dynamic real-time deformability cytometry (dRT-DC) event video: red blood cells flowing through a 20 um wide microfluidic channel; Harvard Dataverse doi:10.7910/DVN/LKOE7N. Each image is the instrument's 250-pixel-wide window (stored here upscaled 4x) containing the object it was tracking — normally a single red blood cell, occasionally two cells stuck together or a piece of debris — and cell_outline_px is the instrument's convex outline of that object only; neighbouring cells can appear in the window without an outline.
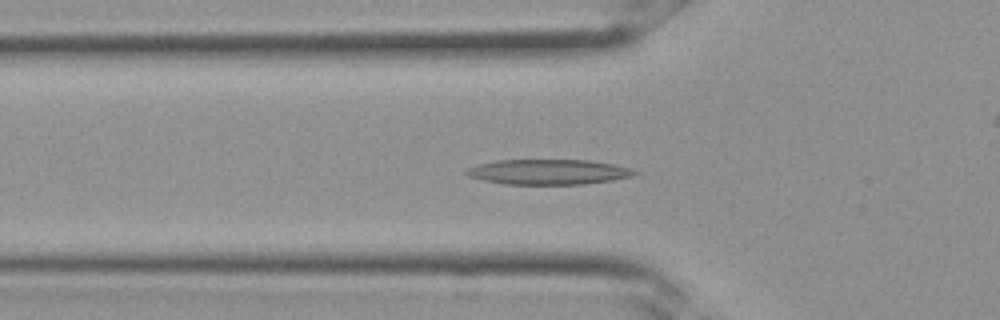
{"species": "Egyptian fruit bat (a non-hibernating species)", "species_latin": "Rousettus aegyptiacus", "temperature_condition": "room temperature", "stored_images_in_passage": 13, "segment_of_instrument_passage": [1, 2], "camera_frame_rate_fps": 3000, "um_per_image_px": 0.085, "frame": {"image": 1, "passage_image": 11, "time_ms": 3.333, "image_size_px": [1000, 320], "cell_outline_px": [[640, 172], [632, 176], [612, 180], [584, 184], [504, 184], [484, 180], [468, 176], [464, 172], [468, 168], [480, 164], [496, 160], [588, 160], [612, 164], [632, 168]], "centroid_in_image_um": [46.64, 14.61], "position_along_channel_um": 79.2, "area_um2": 24.57}}